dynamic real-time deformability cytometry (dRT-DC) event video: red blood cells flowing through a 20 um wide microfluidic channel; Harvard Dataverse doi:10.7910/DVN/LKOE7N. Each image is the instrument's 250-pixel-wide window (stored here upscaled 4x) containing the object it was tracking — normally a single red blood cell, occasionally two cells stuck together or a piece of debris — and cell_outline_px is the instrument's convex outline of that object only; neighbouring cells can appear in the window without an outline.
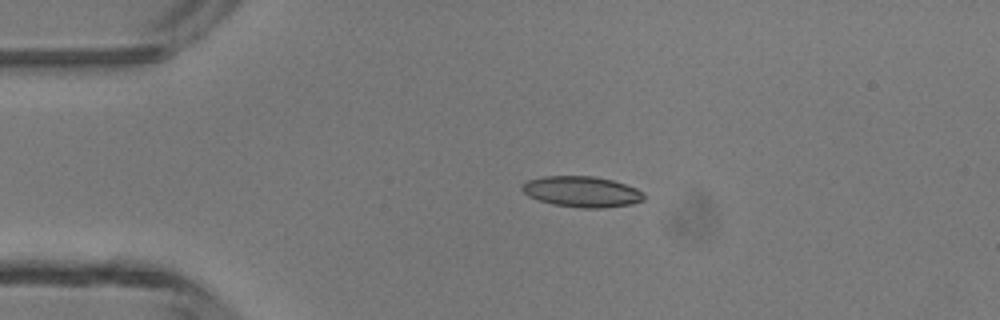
{"species": "common noctule bat (a hibernating species)", "species_latin": "Nyctalus noctula", "temperature_condition": "room temperature", "stored_images_in_passage": 3, "camera_frame_rate_fps": 3000, "um_per_image_px": 0.085, "animal": {"sex": "male", "body_mass_g": 13.3}, "frame": {"image": 1, "passage_image": 2, "time_ms": 1.333, "image_size_px": [1000, 320], "cell_outline_px": [[644, 200], [632, 204], [604, 208], [584, 208], [552, 204], [528, 196], [520, 188], [520, 184], [528, 180], [544, 176], [592, 176], [612, 180], [636, 188], [644, 192]], "centroid_in_image_um": [49.45, 16.29], "position_along_channel_um": 35.6, "area_um2": 21.91}}